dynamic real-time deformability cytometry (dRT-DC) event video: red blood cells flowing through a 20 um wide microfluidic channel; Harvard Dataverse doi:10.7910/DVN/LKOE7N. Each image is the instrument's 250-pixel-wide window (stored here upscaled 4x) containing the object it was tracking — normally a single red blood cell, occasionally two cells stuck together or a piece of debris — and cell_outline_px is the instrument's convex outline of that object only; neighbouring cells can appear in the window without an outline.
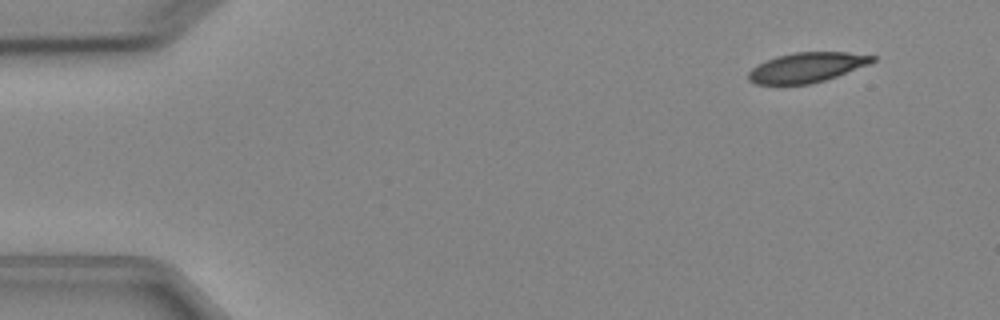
{"species": "Egyptian fruit bat (a non-hibernating species)", "species_latin": "Rousettus aegyptiacus", "temperature_condition": "cold", "stored_images_in_passage": 5, "segment_of_instrument_passage": [1, 2], "camera_frame_rate_fps": 3000, "um_per_image_px": 0.085, "animal": {"sex": "female"}, "frame": {"image": 1, "passage_image": 2, "time_ms": 1.333, "image_size_px": [1000, 320], "cell_outline_px": [[876, 60], [868, 64], [836, 76], [824, 80], [808, 84], [756, 84], [748, 80], [748, 72], [752, 68], [776, 56], [796, 52], [848, 52], [876, 56]], "centroid_in_image_um": [68.57, 5.72], "position_along_channel_um": 16.4, "area_um2": 21.27}}